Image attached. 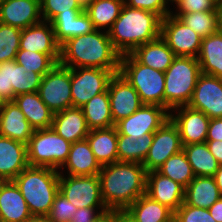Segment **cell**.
<instances>
[{
  "mask_svg": "<svg viewBox=\"0 0 222 222\" xmlns=\"http://www.w3.org/2000/svg\"><path fill=\"white\" fill-rule=\"evenodd\" d=\"M147 172L141 163L114 162L98 174L101 196L107 209L125 211L146 194Z\"/></svg>",
  "mask_w": 222,
  "mask_h": 222,
  "instance_id": "cell-1",
  "label": "cell"
},
{
  "mask_svg": "<svg viewBox=\"0 0 222 222\" xmlns=\"http://www.w3.org/2000/svg\"><path fill=\"white\" fill-rule=\"evenodd\" d=\"M121 56L113 46L108 31L101 33L96 29L91 33L70 38L62 43L59 63L68 68H99L117 74Z\"/></svg>",
  "mask_w": 222,
  "mask_h": 222,
  "instance_id": "cell-2",
  "label": "cell"
},
{
  "mask_svg": "<svg viewBox=\"0 0 222 222\" xmlns=\"http://www.w3.org/2000/svg\"><path fill=\"white\" fill-rule=\"evenodd\" d=\"M161 22L162 18L158 14L124 3L108 33L113 46L121 55L130 54L140 45L161 36Z\"/></svg>",
  "mask_w": 222,
  "mask_h": 222,
  "instance_id": "cell-3",
  "label": "cell"
},
{
  "mask_svg": "<svg viewBox=\"0 0 222 222\" xmlns=\"http://www.w3.org/2000/svg\"><path fill=\"white\" fill-rule=\"evenodd\" d=\"M55 169L28 166L14 180L32 216L47 217L59 192V175Z\"/></svg>",
  "mask_w": 222,
  "mask_h": 222,
  "instance_id": "cell-4",
  "label": "cell"
},
{
  "mask_svg": "<svg viewBox=\"0 0 222 222\" xmlns=\"http://www.w3.org/2000/svg\"><path fill=\"white\" fill-rule=\"evenodd\" d=\"M164 73V108L169 110L187 106L201 74L197 58L176 56Z\"/></svg>",
  "mask_w": 222,
  "mask_h": 222,
  "instance_id": "cell-5",
  "label": "cell"
},
{
  "mask_svg": "<svg viewBox=\"0 0 222 222\" xmlns=\"http://www.w3.org/2000/svg\"><path fill=\"white\" fill-rule=\"evenodd\" d=\"M119 73L138 92L143 104L164 107V72L141 64L130 53L121 56Z\"/></svg>",
  "mask_w": 222,
  "mask_h": 222,
  "instance_id": "cell-6",
  "label": "cell"
},
{
  "mask_svg": "<svg viewBox=\"0 0 222 222\" xmlns=\"http://www.w3.org/2000/svg\"><path fill=\"white\" fill-rule=\"evenodd\" d=\"M71 143L58 135L51 127L34 130L27 143L29 166L57 169L64 166Z\"/></svg>",
  "mask_w": 222,
  "mask_h": 222,
  "instance_id": "cell-7",
  "label": "cell"
},
{
  "mask_svg": "<svg viewBox=\"0 0 222 222\" xmlns=\"http://www.w3.org/2000/svg\"><path fill=\"white\" fill-rule=\"evenodd\" d=\"M38 94L54 113L71 108V68L56 64L43 76Z\"/></svg>",
  "mask_w": 222,
  "mask_h": 222,
  "instance_id": "cell-8",
  "label": "cell"
},
{
  "mask_svg": "<svg viewBox=\"0 0 222 222\" xmlns=\"http://www.w3.org/2000/svg\"><path fill=\"white\" fill-rule=\"evenodd\" d=\"M43 76L26 69L14 60L0 63V100L13 101L17 95L38 92Z\"/></svg>",
  "mask_w": 222,
  "mask_h": 222,
  "instance_id": "cell-9",
  "label": "cell"
},
{
  "mask_svg": "<svg viewBox=\"0 0 222 222\" xmlns=\"http://www.w3.org/2000/svg\"><path fill=\"white\" fill-rule=\"evenodd\" d=\"M71 68V94L72 107H82L91 98L100 93L106 92L109 82L114 76L110 70L79 67Z\"/></svg>",
  "mask_w": 222,
  "mask_h": 222,
  "instance_id": "cell-10",
  "label": "cell"
},
{
  "mask_svg": "<svg viewBox=\"0 0 222 222\" xmlns=\"http://www.w3.org/2000/svg\"><path fill=\"white\" fill-rule=\"evenodd\" d=\"M63 177L59 175V191L65 195L77 208L101 207L102 211L106 206L101 196L100 181L98 175Z\"/></svg>",
  "mask_w": 222,
  "mask_h": 222,
  "instance_id": "cell-11",
  "label": "cell"
},
{
  "mask_svg": "<svg viewBox=\"0 0 222 222\" xmlns=\"http://www.w3.org/2000/svg\"><path fill=\"white\" fill-rule=\"evenodd\" d=\"M161 37L175 56L196 58L200 51L202 37L172 13L162 19Z\"/></svg>",
  "mask_w": 222,
  "mask_h": 222,
  "instance_id": "cell-12",
  "label": "cell"
},
{
  "mask_svg": "<svg viewBox=\"0 0 222 222\" xmlns=\"http://www.w3.org/2000/svg\"><path fill=\"white\" fill-rule=\"evenodd\" d=\"M167 109L158 105L143 104L137 111L115 124L118 135L141 137L154 134L170 119Z\"/></svg>",
  "mask_w": 222,
  "mask_h": 222,
  "instance_id": "cell-13",
  "label": "cell"
},
{
  "mask_svg": "<svg viewBox=\"0 0 222 222\" xmlns=\"http://www.w3.org/2000/svg\"><path fill=\"white\" fill-rule=\"evenodd\" d=\"M183 150L178 128L171 119L153 134V142L142 165L146 172L156 171L170 156Z\"/></svg>",
  "mask_w": 222,
  "mask_h": 222,
  "instance_id": "cell-14",
  "label": "cell"
},
{
  "mask_svg": "<svg viewBox=\"0 0 222 222\" xmlns=\"http://www.w3.org/2000/svg\"><path fill=\"white\" fill-rule=\"evenodd\" d=\"M187 106L210 119L222 118V78L201 73Z\"/></svg>",
  "mask_w": 222,
  "mask_h": 222,
  "instance_id": "cell-15",
  "label": "cell"
},
{
  "mask_svg": "<svg viewBox=\"0 0 222 222\" xmlns=\"http://www.w3.org/2000/svg\"><path fill=\"white\" fill-rule=\"evenodd\" d=\"M107 91L114 125L143 105L138 92L120 73L111 78Z\"/></svg>",
  "mask_w": 222,
  "mask_h": 222,
  "instance_id": "cell-16",
  "label": "cell"
},
{
  "mask_svg": "<svg viewBox=\"0 0 222 222\" xmlns=\"http://www.w3.org/2000/svg\"><path fill=\"white\" fill-rule=\"evenodd\" d=\"M42 21L21 31L20 49L49 55L57 64L60 59V45L56 42L54 29Z\"/></svg>",
  "mask_w": 222,
  "mask_h": 222,
  "instance_id": "cell-17",
  "label": "cell"
},
{
  "mask_svg": "<svg viewBox=\"0 0 222 222\" xmlns=\"http://www.w3.org/2000/svg\"><path fill=\"white\" fill-rule=\"evenodd\" d=\"M177 116L170 114V119L176 125L182 145L206 142L210 118L203 112L188 106H181Z\"/></svg>",
  "mask_w": 222,
  "mask_h": 222,
  "instance_id": "cell-18",
  "label": "cell"
},
{
  "mask_svg": "<svg viewBox=\"0 0 222 222\" xmlns=\"http://www.w3.org/2000/svg\"><path fill=\"white\" fill-rule=\"evenodd\" d=\"M185 187L157 171L146 176V195L175 212L184 202Z\"/></svg>",
  "mask_w": 222,
  "mask_h": 222,
  "instance_id": "cell-19",
  "label": "cell"
},
{
  "mask_svg": "<svg viewBox=\"0 0 222 222\" xmlns=\"http://www.w3.org/2000/svg\"><path fill=\"white\" fill-rule=\"evenodd\" d=\"M40 0H4L0 2L1 23L23 30L40 21Z\"/></svg>",
  "mask_w": 222,
  "mask_h": 222,
  "instance_id": "cell-20",
  "label": "cell"
},
{
  "mask_svg": "<svg viewBox=\"0 0 222 222\" xmlns=\"http://www.w3.org/2000/svg\"><path fill=\"white\" fill-rule=\"evenodd\" d=\"M28 166L27 144L0 135V181H13Z\"/></svg>",
  "mask_w": 222,
  "mask_h": 222,
  "instance_id": "cell-21",
  "label": "cell"
},
{
  "mask_svg": "<svg viewBox=\"0 0 222 222\" xmlns=\"http://www.w3.org/2000/svg\"><path fill=\"white\" fill-rule=\"evenodd\" d=\"M34 129L14 101L3 102L0 106V135L25 144Z\"/></svg>",
  "mask_w": 222,
  "mask_h": 222,
  "instance_id": "cell-22",
  "label": "cell"
},
{
  "mask_svg": "<svg viewBox=\"0 0 222 222\" xmlns=\"http://www.w3.org/2000/svg\"><path fill=\"white\" fill-rule=\"evenodd\" d=\"M31 216L16 184L13 181H0V222H25Z\"/></svg>",
  "mask_w": 222,
  "mask_h": 222,
  "instance_id": "cell-23",
  "label": "cell"
},
{
  "mask_svg": "<svg viewBox=\"0 0 222 222\" xmlns=\"http://www.w3.org/2000/svg\"><path fill=\"white\" fill-rule=\"evenodd\" d=\"M52 128L70 143L86 139L90 131L83 111L78 107L54 113Z\"/></svg>",
  "mask_w": 222,
  "mask_h": 222,
  "instance_id": "cell-24",
  "label": "cell"
},
{
  "mask_svg": "<svg viewBox=\"0 0 222 222\" xmlns=\"http://www.w3.org/2000/svg\"><path fill=\"white\" fill-rule=\"evenodd\" d=\"M50 23L54 29L56 42L59 45L70 38L96 30L90 17L84 11L81 13H60Z\"/></svg>",
  "mask_w": 222,
  "mask_h": 222,
  "instance_id": "cell-25",
  "label": "cell"
},
{
  "mask_svg": "<svg viewBox=\"0 0 222 222\" xmlns=\"http://www.w3.org/2000/svg\"><path fill=\"white\" fill-rule=\"evenodd\" d=\"M13 101L34 130L52 127L54 112L41 100L38 92L17 95Z\"/></svg>",
  "mask_w": 222,
  "mask_h": 222,
  "instance_id": "cell-26",
  "label": "cell"
},
{
  "mask_svg": "<svg viewBox=\"0 0 222 222\" xmlns=\"http://www.w3.org/2000/svg\"><path fill=\"white\" fill-rule=\"evenodd\" d=\"M64 165L67 166L69 175L73 176L98 175L102 167L96 160L87 139L71 143Z\"/></svg>",
  "mask_w": 222,
  "mask_h": 222,
  "instance_id": "cell-27",
  "label": "cell"
},
{
  "mask_svg": "<svg viewBox=\"0 0 222 222\" xmlns=\"http://www.w3.org/2000/svg\"><path fill=\"white\" fill-rule=\"evenodd\" d=\"M141 64L165 72L176 57L160 36L157 39L140 45L131 53Z\"/></svg>",
  "mask_w": 222,
  "mask_h": 222,
  "instance_id": "cell-28",
  "label": "cell"
},
{
  "mask_svg": "<svg viewBox=\"0 0 222 222\" xmlns=\"http://www.w3.org/2000/svg\"><path fill=\"white\" fill-rule=\"evenodd\" d=\"M101 166L118 162L116 127L92 129L86 138Z\"/></svg>",
  "mask_w": 222,
  "mask_h": 222,
  "instance_id": "cell-29",
  "label": "cell"
},
{
  "mask_svg": "<svg viewBox=\"0 0 222 222\" xmlns=\"http://www.w3.org/2000/svg\"><path fill=\"white\" fill-rule=\"evenodd\" d=\"M221 197L213 177L195 176L185 188L183 203L209 209Z\"/></svg>",
  "mask_w": 222,
  "mask_h": 222,
  "instance_id": "cell-30",
  "label": "cell"
},
{
  "mask_svg": "<svg viewBox=\"0 0 222 222\" xmlns=\"http://www.w3.org/2000/svg\"><path fill=\"white\" fill-rule=\"evenodd\" d=\"M135 222H173L174 212L167 206L141 195L125 211Z\"/></svg>",
  "mask_w": 222,
  "mask_h": 222,
  "instance_id": "cell-31",
  "label": "cell"
},
{
  "mask_svg": "<svg viewBox=\"0 0 222 222\" xmlns=\"http://www.w3.org/2000/svg\"><path fill=\"white\" fill-rule=\"evenodd\" d=\"M201 73L222 78V31L202 38L197 55Z\"/></svg>",
  "mask_w": 222,
  "mask_h": 222,
  "instance_id": "cell-32",
  "label": "cell"
},
{
  "mask_svg": "<svg viewBox=\"0 0 222 222\" xmlns=\"http://www.w3.org/2000/svg\"><path fill=\"white\" fill-rule=\"evenodd\" d=\"M80 108L90 130L115 126L111 116L108 91L95 95Z\"/></svg>",
  "mask_w": 222,
  "mask_h": 222,
  "instance_id": "cell-33",
  "label": "cell"
},
{
  "mask_svg": "<svg viewBox=\"0 0 222 222\" xmlns=\"http://www.w3.org/2000/svg\"><path fill=\"white\" fill-rule=\"evenodd\" d=\"M183 152L195 176L213 177L219 168V163L211 154L206 142L184 145Z\"/></svg>",
  "mask_w": 222,
  "mask_h": 222,
  "instance_id": "cell-34",
  "label": "cell"
},
{
  "mask_svg": "<svg viewBox=\"0 0 222 222\" xmlns=\"http://www.w3.org/2000/svg\"><path fill=\"white\" fill-rule=\"evenodd\" d=\"M153 142V134L141 137L118 135L117 152L119 162L143 163Z\"/></svg>",
  "mask_w": 222,
  "mask_h": 222,
  "instance_id": "cell-35",
  "label": "cell"
},
{
  "mask_svg": "<svg viewBox=\"0 0 222 222\" xmlns=\"http://www.w3.org/2000/svg\"><path fill=\"white\" fill-rule=\"evenodd\" d=\"M125 0H95L85 11L92 21L95 29L112 28L114 21L119 17Z\"/></svg>",
  "mask_w": 222,
  "mask_h": 222,
  "instance_id": "cell-36",
  "label": "cell"
},
{
  "mask_svg": "<svg viewBox=\"0 0 222 222\" xmlns=\"http://www.w3.org/2000/svg\"><path fill=\"white\" fill-rule=\"evenodd\" d=\"M156 171L180 183L185 188L195 177L183 150L170 156Z\"/></svg>",
  "mask_w": 222,
  "mask_h": 222,
  "instance_id": "cell-37",
  "label": "cell"
},
{
  "mask_svg": "<svg viewBox=\"0 0 222 222\" xmlns=\"http://www.w3.org/2000/svg\"><path fill=\"white\" fill-rule=\"evenodd\" d=\"M202 38L220 30L219 11H202L182 14L178 17Z\"/></svg>",
  "mask_w": 222,
  "mask_h": 222,
  "instance_id": "cell-38",
  "label": "cell"
},
{
  "mask_svg": "<svg viewBox=\"0 0 222 222\" xmlns=\"http://www.w3.org/2000/svg\"><path fill=\"white\" fill-rule=\"evenodd\" d=\"M16 63L22 65L27 72L33 71L44 76L57 63L47 54L19 49L16 54Z\"/></svg>",
  "mask_w": 222,
  "mask_h": 222,
  "instance_id": "cell-39",
  "label": "cell"
},
{
  "mask_svg": "<svg viewBox=\"0 0 222 222\" xmlns=\"http://www.w3.org/2000/svg\"><path fill=\"white\" fill-rule=\"evenodd\" d=\"M21 29L0 24V63L15 60L20 49Z\"/></svg>",
  "mask_w": 222,
  "mask_h": 222,
  "instance_id": "cell-40",
  "label": "cell"
},
{
  "mask_svg": "<svg viewBox=\"0 0 222 222\" xmlns=\"http://www.w3.org/2000/svg\"><path fill=\"white\" fill-rule=\"evenodd\" d=\"M44 21L51 22L58 14L81 13L77 0H40Z\"/></svg>",
  "mask_w": 222,
  "mask_h": 222,
  "instance_id": "cell-41",
  "label": "cell"
},
{
  "mask_svg": "<svg viewBox=\"0 0 222 222\" xmlns=\"http://www.w3.org/2000/svg\"><path fill=\"white\" fill-rule=\"evenodd\" d=\"M76 210L77 207L68 201L65 195L59 191L47 217L50 222H69Z\"/></svg>",
  "mask_w": 222,
  "mask_h": 222,
  "instance_id": "cell-42",
  "label": "cell"
},
{
  "mask_svg": "<svg viewBox=\"0 0 222 222\" xmlns=\"http://www.w3.org/2000/svg\"><path fill=\"white\" fill-rule=\"evenodd\" d=\"M173 222H216L208 209L182 204L174 212Z\"/></svg>",
  "mask_w": 222,
  "mask_h": 222,
  "instance_id": "cell-43",
  "label": "cell"
},
{
  "mask_svg": "<svg viewBox=\"0 0 222 222\" xmlns=\"http://www.w3.org/2000/svg\"><path fill=\"white\" fill-rule=\"evenodd\" d=\"M177 4L179 13L174 14L179 17L182 14L202 11H219L218 0H172Z\"/></svg>",
  "mask_w": 222,
  "mask_h": 222,
  "instance_id": "cell-44",
  "label": "cell"
},
{
  "mask_svg": "<svg viewBox=\"0 0 222 222\" xmlns=\"http://www.w3.org/2000/svg\"><path fill=\"white\" fill-rule=\"evenodd\" d=\"M166 1L168 0H125L124 2L127 6L154 12L164 19L167 15L171 14L166 8Z\"/></svg>",
  "mask_w": 222,
  "mask_h": 222,
  "instance_id": "cell-45",
  "label": "cell"
},
{
  "mask_svg": "<svg viewBox=\"0 0 222 222\" xmlns=\"http://www.w3.org/2000/svg\"><path fill=\"white\" fill-rule=\"evenodd\" d=\"M94 208L95 207L77 208L69 222H93L97 215H99V212L94 214Z\"/></svg>",
  "mask_w": 222,
  "mask_h": 222,
  "instance_id": "cell-46",
  "label": "cell"
},
{
  "mask_svg": "<svg viewBox=\"0 0 222 222\" xmlns=\"http://www.w3.org/2000/svg\"><path fill=\"white\" fill-rule=\"evenodd\" d=\"M206 140L222 141V118L210 119Z\"/></svg>",
  "mask_w": 222,
  "mask_h": 222,
  "instance_id": "cell-47",
  "label": "cell"
},
{
  "mask_svg": "<svg viewBox=\"0 0 222 222\" xmlns=\"http://www.w3.org/2000/svg\"><path fill=\"white\" fill-rule=\"evenodd\" d=\"M206 144L211 154L216 158L219 165H222V141L220 140H206Z\"/></svg>",
  "mask_w": 222,
  "mask_h": 222,
  "instance_id": "cell-48",
  "label": "cell"
},
{
  "mask_svg": "<svg viewBox=\"0 0 222 222\" xmlns=\"http://www.w3.org/2000/svg\"><path fill=\"white\" fill-rule=\"evenodd\" d=\"M93 222H117V210L106 209L100 211Z\"/></svg>",
  "mask_w": 222,
  "mask_h": 222,
  "instance_id": "cell-49",
  "label": "cell"
},
{
  "mask_svg": "<svg viewBox=\"0 0 222 222\" xmlns=\"http://www.w3.org/2000/svg\"><path fill=\"white\" fill-rule=\"evenodd\" d=\"M208 210L216 222H222V197L218 199Z\"/></svg>",
  "mask_w": 222,
  "mask_h": 222,
  "instance_id": "cell-50",
  "label": "cell"
},
{
  "mask_svg": "<svg viewBox=\"0 0 222 222\" xmlns=\"http://www.w3.org/2000/svg\"><path fill=\"white\" fill-rule=\"evenodd\" d=\"M213 178L222 196V165H219V168L216 171V173L213 175Z\"/></svg>",
  "mask_w": 222,
  "mask_h": 222,
  "instance_id": "cell-51",
  "label": "cell"
},
{
  "mask_svg": "<svg viewBox=\"0 0 222 222\" xmlns=\"http://www.w3.org/2000/svg\"><path fill=\"white\" fill-rule=\"evenodd\" d=\"M117 222H135L124 211L117 210Z\"/></svg>",
  "mask_w": 222,
  "mask_h": 222,
  "instance_id": "cell-52",
  "label": "cell"
},
{
  "mask_svg": "<svg viewBox=\"0 0 222 222\" xmlns=\"http://www.w3.org/2000/svg\"><path fill=\"white\" fill-rule=\"evenodd\" d=\"M94 1L95 0H77V3L80 9L85 12Z\"/></svg>",
  "mask_w": 222,
  "mask_h": 222,
  "instance_id": "cell-53",
  "label": "cell"
},
{
  "mask_svg": "<svg viewBox=\"0 0 222 222\" xmlns=\"http://www.w3.org/2000/svg\"><path fill=\"white\" fill-rule=\"evenodd\" d=\"M25 222H50V221H49L48 217H44V216H31Z\"/></svg>",
  "mask_w": 222,
  "mask_h": 222,
  "instance_id": "cell-54",
  "label": "cell"
},
{
  "mask_svg": "<svg viewBox=\"0 0 222 222\" xmlns=\"http://www.w3.org/2000/svg\"><path fill=\"white\" fill-rule=\"evenodd\" d=\"M220 13V30L222 31V3L218 5Z\"/></svg>",
  "mask_w": 222,
  "mask_h": 222,
  "instance_id": "cell-55",
  "label": "cell"
}]
</instances>
